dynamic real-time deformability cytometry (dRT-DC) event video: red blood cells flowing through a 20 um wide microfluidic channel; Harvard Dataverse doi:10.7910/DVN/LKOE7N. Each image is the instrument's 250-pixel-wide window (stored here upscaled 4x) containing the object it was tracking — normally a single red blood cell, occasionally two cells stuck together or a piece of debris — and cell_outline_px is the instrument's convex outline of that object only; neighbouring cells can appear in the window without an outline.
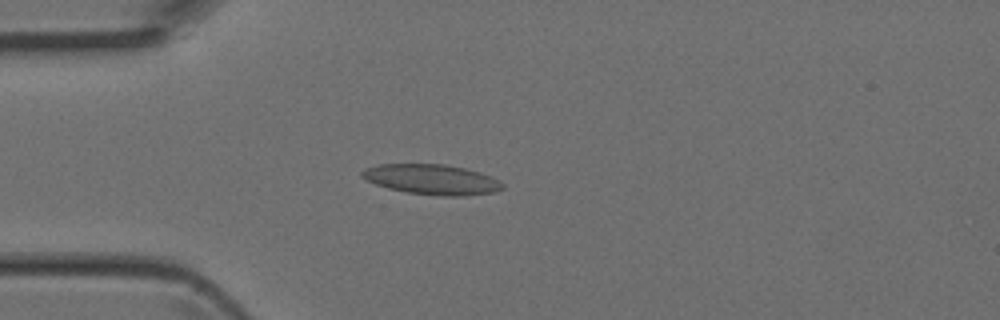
{"species": "Egyptian fruit bat (a non-hibernating species)", "species_latin": "Rousettus aegyptiacus", "temperature_condition": "room temperature", "stored_images_in_passage": 3, "camera_frame_rate_fps": 3000, "um_per_image_px": 0.085, "animal": {"sex": "female"}, "frame": {"image": 1, "passage_image": 3, "time_ms": 0.667, "image_size_px": [1000, 320], "cell_outline_px": [[504, 188], [492, 192], [468, 196], [444, 196], [408, 192], [388, 188], [364, 180], [360, 176], [360, 172], [364, 168], [380, 164], [444, 164], [464, 168], [480, 172], [500, 180], [504, 184]], "centroid_in_image_um": [36.69, 15.25], "position_along_channel_um": 48.3, "area_um2": 24.8}}